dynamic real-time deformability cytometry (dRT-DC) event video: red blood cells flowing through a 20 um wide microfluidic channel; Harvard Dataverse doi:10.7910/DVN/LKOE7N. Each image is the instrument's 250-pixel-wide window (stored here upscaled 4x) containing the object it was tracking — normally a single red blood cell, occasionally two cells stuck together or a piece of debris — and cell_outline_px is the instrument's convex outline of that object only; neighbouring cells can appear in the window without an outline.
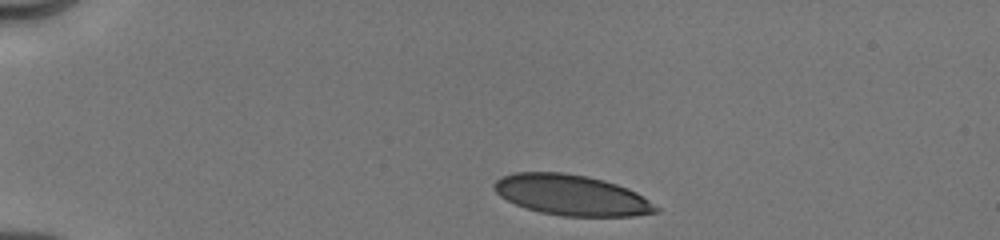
{"species": "human", "species_latin": "Homo sapiens", "temperature_condition": "cold", "stored_images_in_passage": 28, "camera_frame_rate_fps": 3000, "um_per_image_px": 0.085, "donor": {"sex": "male"}, "frame": {"image": 1, "passage_image": 1, "time_ms": 0.0, "image_size_px": [1000, 240], "cell_outline_px": [[660, 212], [632, 216], [564, 216], [540, 212], [516, 204], [500, 196], [492, 188], [492, 184], [500, 176], [512, 172], [564, 172], [588, 176], [604, 180], [628, 188], [636, 192], [660, 208]], "centroid_in_image_um": [48.56, 16.57], "position_along_channel_um": 36.4, "area_um2": 38.38}}
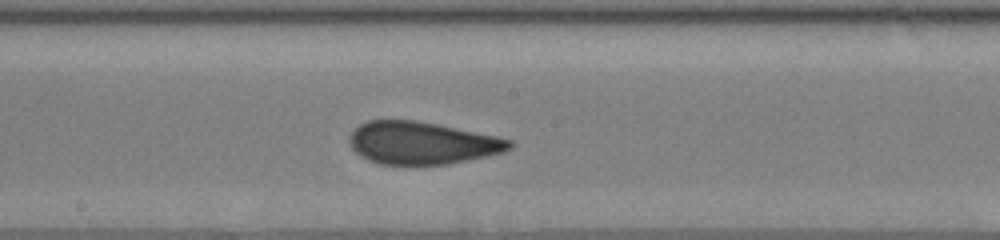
{"frame": {"image": 2, "passage_image": 14, "time_ms": 6.0, "image_size_px": [1000, 240], "cell_outline_px": [[512, 148], [504, 152], [448, 164], [380, 164], [368, 160], [360, 156], [352, 148], [348, 140], [348, 136], [360, 124], [368, 120], [416, 120], [496, 136], [512, 140]], "centroid_in_image_um": [35.84, 12.15], "position_along_channel_um": 212.4, "area_um2": 39.42}}
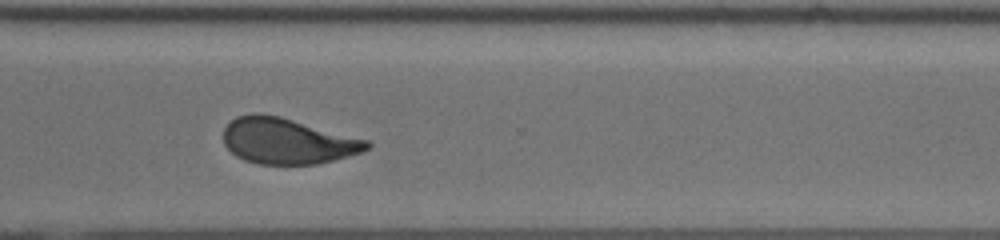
{"frame": {"image": 3, "passage_image": 27, "time_ms": 9.333, "image_size_px": [1000, 240], "cell_outline_px": [[372, 144], [368, 148], [360, 152], [348, 156], [316, 164], [256, 164], [244, 160], [236, 156], [224, 144], [224, 128], [236, 116], [252, 112], [260, 112], [280, 116], [368, 140]], "centroid_in_image_um": [24.39, 11.97], "position_along_channel_um": 346.2, "area_um2": 38.32}}